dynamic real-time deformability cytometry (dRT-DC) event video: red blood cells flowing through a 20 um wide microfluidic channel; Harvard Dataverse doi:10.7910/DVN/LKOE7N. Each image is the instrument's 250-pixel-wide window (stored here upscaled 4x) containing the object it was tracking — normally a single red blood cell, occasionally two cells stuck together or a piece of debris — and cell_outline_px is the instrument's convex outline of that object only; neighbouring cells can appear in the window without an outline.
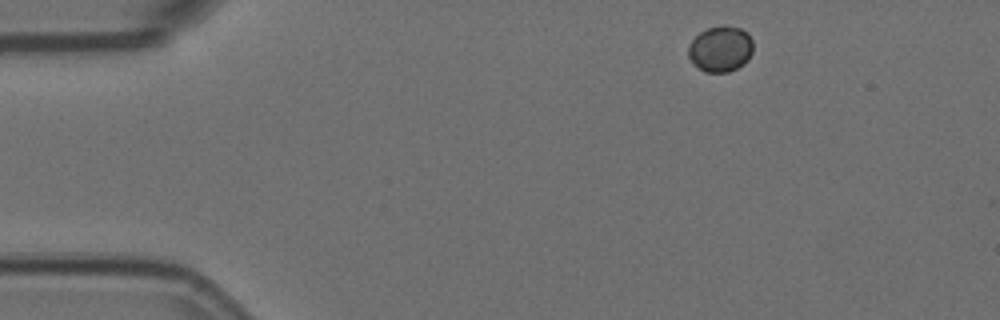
{"species": "Egyptian fruit bat (a non-hibernating species)", "species_latin": "Rousettus aegyptiacus", "temperature_condition": "room temperature", "stored_images_in_passage": 2, "camera_frame_rate_fps": 3000, "um_per_image_px": 0.085, "animal": {"sex": "female"}, "frame": {"image": 1, "passage_image": 1, "time_ms": 0.0, "image_size_px": [1000, 320], "cell_outline_px": [[752, 52], [748, 60], [744, 64], [728, 72], [704, 72], [692, 64], [688, 56], [688, 44], [700, 32], [708, 28], [724, 24], [740, 28], [752, 40]], "centroid_in_image_um": [61.21, 4.17], "position_along_channel_um": 23.8, "area_um2": 17.4}}